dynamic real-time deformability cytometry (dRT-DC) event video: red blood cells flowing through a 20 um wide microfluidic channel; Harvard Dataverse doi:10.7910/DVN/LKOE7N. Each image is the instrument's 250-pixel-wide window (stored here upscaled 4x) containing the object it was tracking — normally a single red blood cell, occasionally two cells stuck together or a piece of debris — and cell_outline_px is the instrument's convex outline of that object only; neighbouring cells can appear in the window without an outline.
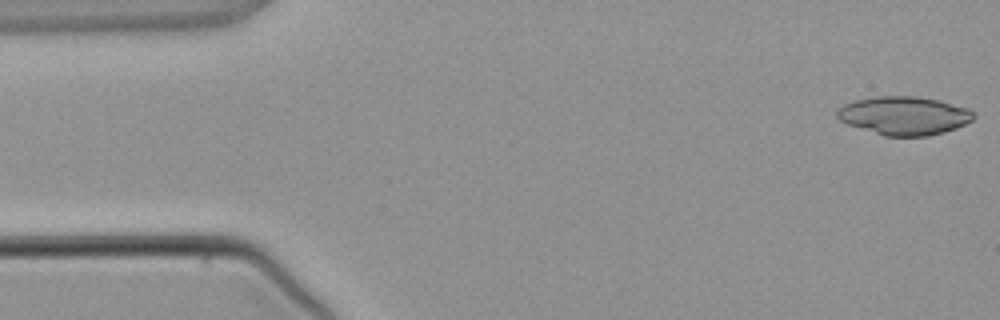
{"species": "common noctule bat (a hibernating species)", "species_latin": "Nyctalus noctula", "temperature_condition": "warm", "stored_images_in_passage": 4, "camera_frame_rate_fps": 3000, "um_per_image_px": 0.085, "animal": {"sex": "male", "body_mass_g": 21.5, "forearm_length_mm": 52.0}, "frame": {"image": 1, "passage_image": 1, "time_ms": 0.0, "image_size_px": [1000, 320], "cell_outline_px": [[976, 116], [972, 120], [956, 128], [944, 132], [928, 136], [884, 136], [848, 124], [840, 120], [836, 116], [836, 112], [844, 104], [856, 100], [876, 96], [916, 96], [940, 100], [968, 108], [976, 112]], "centroid_in_image_um": [76.88, 9.82], "position_along_channel_um": 8.1, "area_um2": 30.63}}